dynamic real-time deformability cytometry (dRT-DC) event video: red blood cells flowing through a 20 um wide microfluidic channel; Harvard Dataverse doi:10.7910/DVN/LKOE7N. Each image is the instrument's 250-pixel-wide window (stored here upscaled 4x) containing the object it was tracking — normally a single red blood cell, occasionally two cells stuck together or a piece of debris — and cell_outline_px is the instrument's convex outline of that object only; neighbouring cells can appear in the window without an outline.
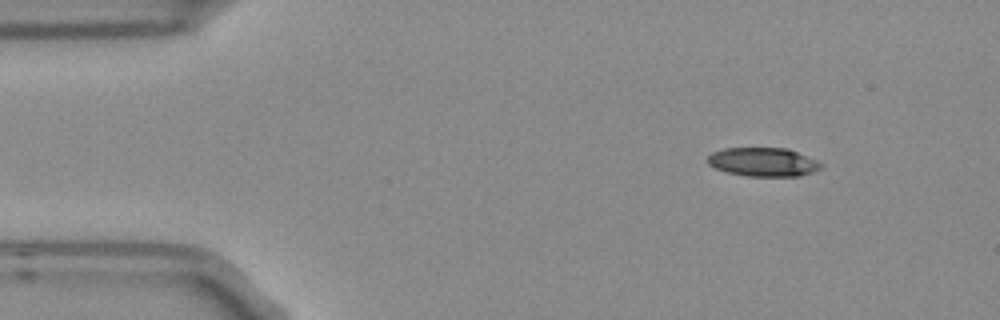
{"species": "Egyptian fruit bat (a non-hibernating species)", "species_latin": "Rousettus aegyptiacus", "temperature_condition": "room temperature", "stored_images_in_passage": 7, "camera_frame_rate_fps": 3000, "um_per_image_px": 0.085, "frame": {"image": 1, "passage_image": 1, "time_ms": 0.0, "image_size_px": [1000, 320], "cell_outline_px": [[824, 164], [820, 168], [812, 172], [800, 176], [748, 176], [728, 172], [716, 168], [708, 164], [708, 156], [712, 152], [724, 148], [788, 148], [816, 160]], "centroid_in_image_um": [64.88, 13.76], "position_along_channel_um": 20.1, "area_um2": 18.9}}
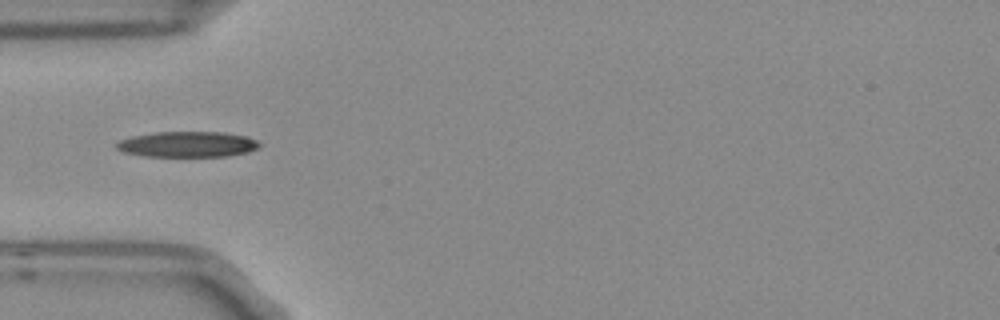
{"frame": {"image": 2, "passage_image": 4, "time_ms": 1.0, "image_size_px": [1000, 320], "cell_outline_px": [[260, 148], [248, 152], [224, 156], [144, 156], [124, 152], [116, 148], [116, 144], [120, 140], [136, 136], [156, 132], [224, 132], [248, 136], [256, 140], [260, 144]], "centroid_in_image_um": [15.99, 12.26], "position_along_channel_um": 69.0, "area_um2": 21.21}}
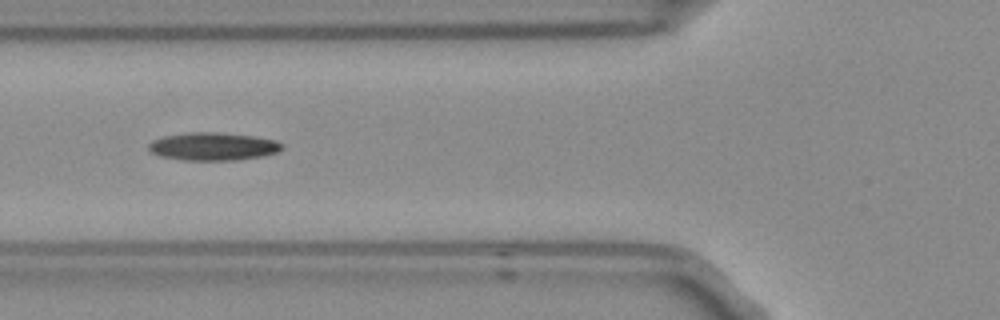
{"frame": {"image": 3, "passage_image": 5, "time_ms": 1.333, "image_size_px": [1000, 320], "cell_outline_px": [[284, 148], [276, 152], [260, 156], [236, 160], [184, 160], [164, 156], [152, 152], [148, 148], [148, 144], [152, 140], [164, 136], [188, 132], [216, 132], [252, 136], [276, 140], [284, 144]], "centroid_in_image_um": [18.12, 12.44], "position_along_channel_um": 107.7, "area_um2": 21.5}}